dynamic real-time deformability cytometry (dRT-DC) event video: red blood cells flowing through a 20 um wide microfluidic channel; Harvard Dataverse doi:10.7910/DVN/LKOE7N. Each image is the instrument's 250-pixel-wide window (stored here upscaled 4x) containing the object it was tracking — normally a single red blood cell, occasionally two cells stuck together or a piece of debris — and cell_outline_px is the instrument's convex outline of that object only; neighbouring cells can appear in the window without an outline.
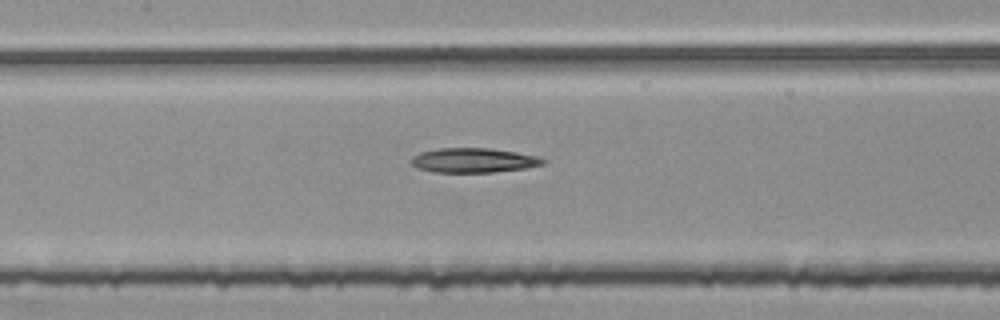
{"species": "common noctule bat (a hibernating species)", "species_latin": "Nyctalus noctula", "temperature_condition": "room temperature", "stored_images_in_passage": 54, "segment_of_instrument_passage": [2, 2], "camera_frame_rate_fps": 3000, "um_per_image_px": 0.085, "animal": {"sex": "female", "body_mass_g": 25.1}, "frame": {"image": 1, "passage_image": 25, "time_ms": 8.0, "image_size_px": [1000, 320], "cell_outline_px": [[548, 160], [544, 164], [528, 168], [492, 172], [432, 172], [416, 168], [408, 160], [412, 156], [420, 152], [436, 148], [488, 148], [516, 152], [536, 156]], "centroid_in_image_um": [40.22, 13.63], "position_along_channel_um": 167.2, "area_um2": 19.07}}
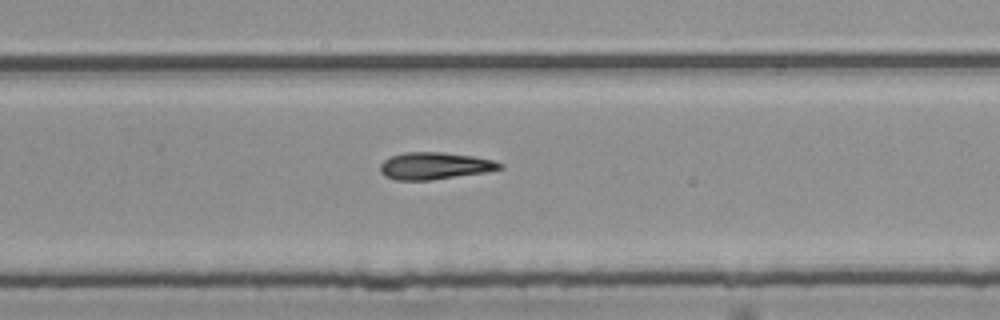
{"frame": {"image": 2, "passage_image": 35, "time_ms": 11.333, "image_size_px": [1000, 320], "cell_outline_px": [[504, 168], [484, 172], [432, 180], [396, 180], [384, 176], [380, 172], [380, 164], [388, 156], [404, 152], [440, 152], [472, 156], [496, 160], [504, 164]], "centroid_in_image_um": [36.93, 14.09], "position_along_channel_um": 292.9, "area_um2": 19.02}}
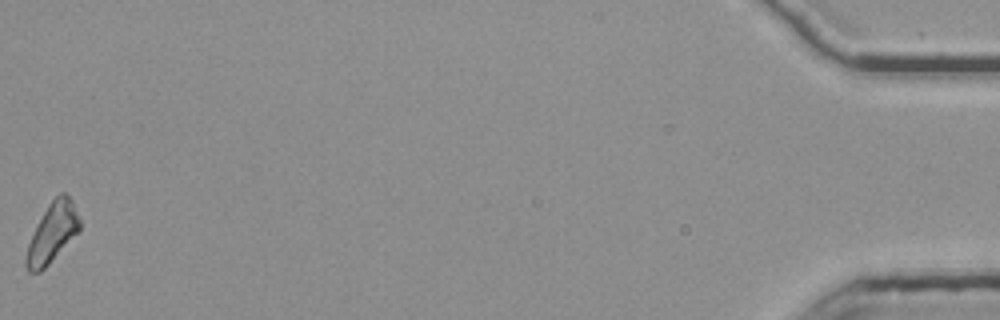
{"frame": {"image": 3, "passage_image": 54, "time_ms": 17.667, "image_size_px": [1000, 320], "cell_outline_px": [[80, 232], [40, 272], [28, 272], [24, 264], [28, 244], [48, 204], [60, 192], [64, 192], [72, 200], [80, 220]], "centroid_in_image_um": [4.47, 19.8], "position_along_channel_um": 430.7, "area_um2": 18.26}}